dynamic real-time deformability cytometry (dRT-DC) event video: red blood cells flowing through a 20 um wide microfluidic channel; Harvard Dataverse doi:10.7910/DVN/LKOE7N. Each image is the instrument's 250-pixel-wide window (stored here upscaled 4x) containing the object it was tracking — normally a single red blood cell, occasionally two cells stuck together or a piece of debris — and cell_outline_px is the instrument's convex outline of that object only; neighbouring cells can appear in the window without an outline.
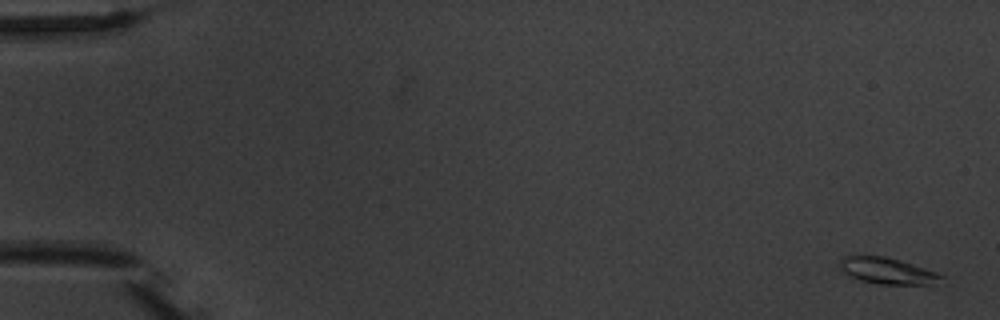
{"species": "common noctule bat (a hibernating species)", "species_latin": "Nyctalus noctula", "temperature_condition": "warm", "stored_images_in_passage": 5, "camera_frame_rate_fps": 3000, "um_per_image_px": 0.085, "animal": {"sex": "male", "body_mass_g": 20.1, "forearm_length_mm": 53.5}, "frame": {"image": 1, "passage_image": 1, "time_ms": 0.0, "image_size_px": [1000, 320], "cell_outline_px": [[944, 276], [928, 284], [880, 284], [860, 280], [848, 276], [840, 268], [840, 260], [844, 256], [884, 256], [900, 260], [936, 272]], "centroid_in_image_um": [75.34, 23.01], "position_along_channel_um": 9.7, "area_um2": 15.14}}